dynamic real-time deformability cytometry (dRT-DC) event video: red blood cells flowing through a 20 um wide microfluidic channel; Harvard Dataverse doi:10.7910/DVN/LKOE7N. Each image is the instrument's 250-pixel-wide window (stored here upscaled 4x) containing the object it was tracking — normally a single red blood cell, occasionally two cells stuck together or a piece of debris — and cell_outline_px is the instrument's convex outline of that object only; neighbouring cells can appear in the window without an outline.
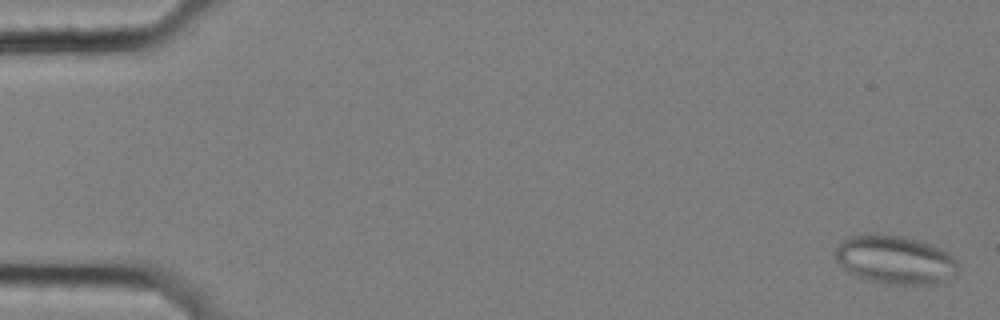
{"species": "common noctule bat (a hibernating species)", "species_latin": "Nyctalus noctula", "temperature_condition": "cold", "stored_images_in_passage": 59, "segment_of_instrument_passage": [1, 2], "camera_frame_rate_fps": 3000, "um_per_image_px": 0.085, "animal": {"sex": "female", "body_mass_g": 25.1}, "frame": {"image": 1, "passage_image": 2, "time_ms": 0.333, "image_size_px": [1000, 320], "cell_outline_px": [[960, 268], [956, 276], [952, 280], [940, 284], [884, 284], [868, 280], [856, 276], [848, 272], [836, 260], [836, 248], [848, 236], [900, 236], [932, 244], [948, 252], [956, 260]], "centroid_in_image_um": [76.18, 22.14], "position_along_channel_um": 8.8, "area_um2": 34.62}}